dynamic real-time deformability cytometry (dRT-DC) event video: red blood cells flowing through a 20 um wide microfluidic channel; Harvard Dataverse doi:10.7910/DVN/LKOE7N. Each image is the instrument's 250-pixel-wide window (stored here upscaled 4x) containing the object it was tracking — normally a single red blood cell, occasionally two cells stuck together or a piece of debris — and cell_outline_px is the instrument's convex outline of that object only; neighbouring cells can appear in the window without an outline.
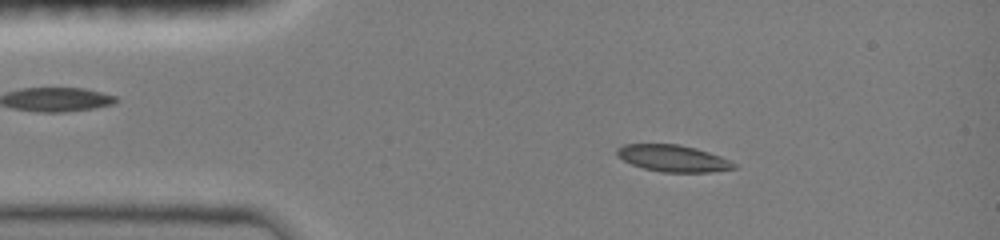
{"species": "common noctule bat (a hibernating species)", "species_latin": "Nyctalus noctula", "temperature_condition": "room temperature", "stored_images_in_passage": 46, "camera_frame_rate_fps": 3000, "um_per_image_px": 0.085, "animal": {"sex": "female", "body_mass_g": 19.0, "forearm_length_mm": 51.5}, "frame": {"image": 1, "passage_image": 7, "time_ms": 2.0, "image_size_px": [1000, 240], "cell_outline_px": [[736, 168], [712, 172], [660, 172], [644, 168], [632, 164], [616, 156], [616, 148], [624, 144], [680, 144], [696, 148], [720, 156], [736, 164]], "centroid_in_image_um": [57.18, 13.45], "position_along_channel_um": 27.8, "area_um2": 18.21}}
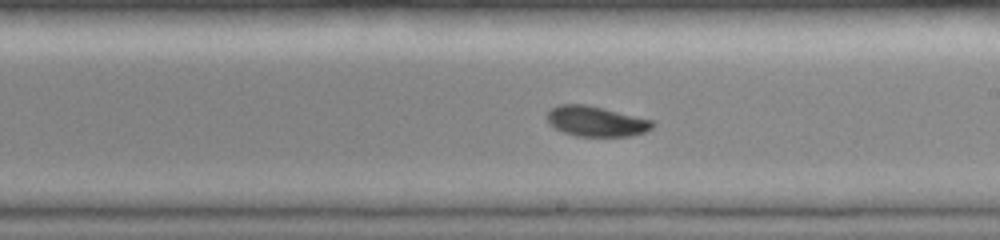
{"frame": {"image": 2, "passage_image": 26, "time_ms": 8.333, "image_size_px": [1000, 240], "cell_outline_px": [[656, 124], [652, 128], [644, 132], [632, 136], [576, 136], [564, 132], [548, 124], [544, 116], [552, 108], [560, 104], [584, 104], [604, 108], [652, 120]], "centroid_in_image_um": [50.64, 10.31], "position_along_channel_um": 238.4, "area_um2": 18.67}}
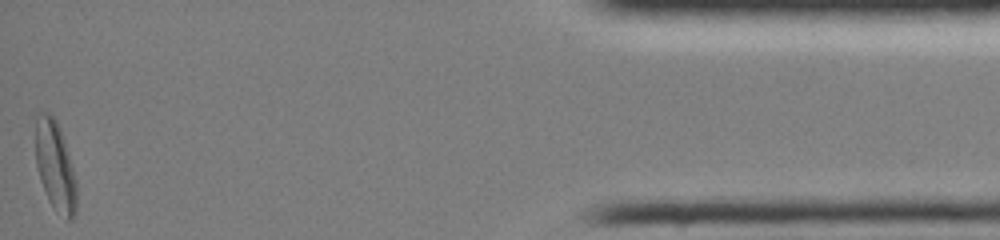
{"frame": {"image": 3, "passage_image": 46, "time_ms": 15.0, "image_size_px": [1000, 240], "cell_outline_px": [[76, 212], [72, 220], [68, 220], [48, 200], [40, 180], [36, 164], [36, 116], [40, 112], [48, 112], [56, 120], [64, 140], [76, 180]], "centroid_in_image_um": [4.69, 14.1], "position_along_channel_um": 430.5, "area_um2": 21.04}, "authors_computed_cell_mechanics": {"area_um2": 18.9295, "velocity_mm_per_s": 4.0294, "shape_relaxation_time_tau1_ms": 4.8439, "shape_relaxation_time_tau2_ms": null, "deformation_change_tau1": 0.1539, "deformation_change_tau2": null}}